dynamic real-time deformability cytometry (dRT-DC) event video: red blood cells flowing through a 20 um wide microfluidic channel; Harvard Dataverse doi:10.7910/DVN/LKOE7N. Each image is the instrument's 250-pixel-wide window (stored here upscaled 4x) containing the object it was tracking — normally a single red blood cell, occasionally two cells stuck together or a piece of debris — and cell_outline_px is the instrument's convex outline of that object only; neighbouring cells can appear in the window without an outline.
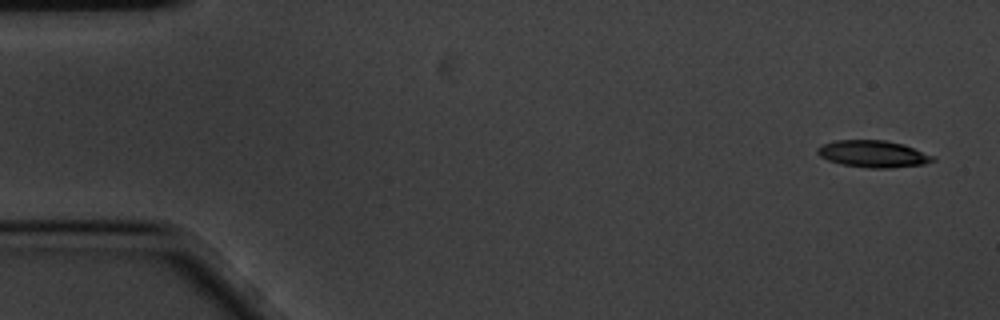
{"species": "common noctule bat (a hibernating species)", "species_latin": "Nyctalus noctula", "temperature_condition": "cold", "stored_images_in_passage": 5, "camera_frame_rate_fps": 3000, "um_per_image_px": 0.085, "animal": {"sex": "male", "body_mass_g": 20.1, "forearm_length_mm": 53.5}, "frame": {"image": 1, "passage_image": 1, "time_ms": 0.0, "image_size_px": [1000, 320], "cell_outline_px": [[936, 160], [924, 164], [892, 168], [868, 168], [840, 164], [828, 160], [820, 156], [816, 152], [816, 148], [820, 144], [836, 140], [884, 140], [904, 144], [936, 156]], "centroid_in_image_um": [74.22, 13.08], "position_along_channel_um": 10.8, "area_um2": 18.38}}
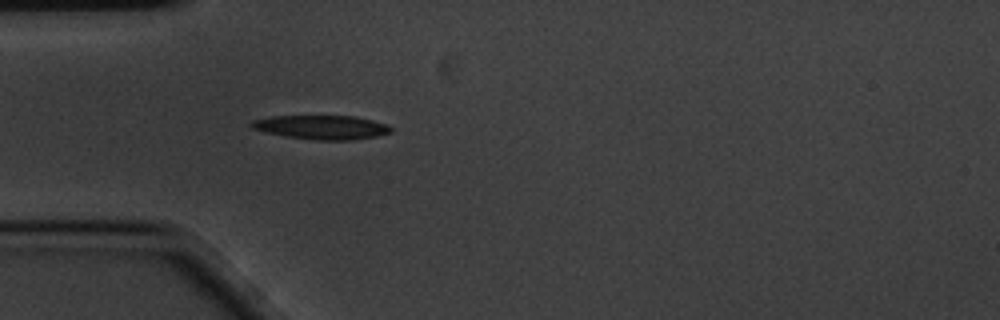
{"frame": {"image": 2, "passage_image": 5, "time_ms": 1.333, "image_size_px": [1000, 320], "cell_outline_px": [[392, 132], [376, 136], [352, 140], [316, 140], [288, 136], [268, 132], [252, 128], [248, 124], [252, 120], [272, 116], [356, 116], [388, 124], [392, 128]], "centroid_in_image_um": [27.37, 10.81], "position_along_channel_um": 57.6, "area_um2": 19.42}}